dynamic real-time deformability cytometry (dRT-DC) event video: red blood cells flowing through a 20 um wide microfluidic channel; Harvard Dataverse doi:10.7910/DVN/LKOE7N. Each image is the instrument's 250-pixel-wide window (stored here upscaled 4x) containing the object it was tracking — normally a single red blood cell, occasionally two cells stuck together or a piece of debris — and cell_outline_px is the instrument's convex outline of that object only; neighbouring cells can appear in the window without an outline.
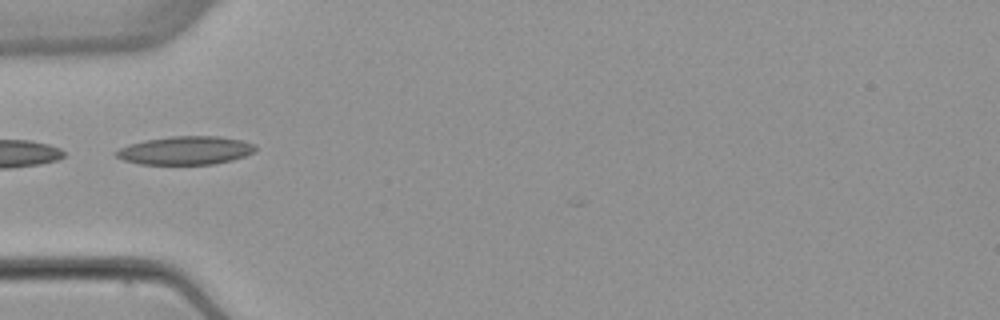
{"species": "common noctule bat (a hibernating species)", "species_latin": "Nyctalus noctula", "temperature_condition": "warm", "stored_images_in_passage": 5, "camera_frame_rate_fps": 3000, "um_per_image_px": 0.085, "animal": {"sex": "female", "body_mass_g": 22.7, "forearm_length_mm": 54.2}, "frame": {"image": 1, "passage_image": 4, "time_ms": 3.667, "image_size_px": [1000, 320], "cell_outline_px": [[256, 152], [232, 160], [212, 164], [140, 164], [124, 160], [116, 156], [112, 152], [128, 144], [144, 140], [172, 136], [216, 136], [240, 140], [256, 144]], "centroid_in_image_um": [15.76, 12.78], "position_along_channel_um": 69.2, "area_um2": 23.06}}